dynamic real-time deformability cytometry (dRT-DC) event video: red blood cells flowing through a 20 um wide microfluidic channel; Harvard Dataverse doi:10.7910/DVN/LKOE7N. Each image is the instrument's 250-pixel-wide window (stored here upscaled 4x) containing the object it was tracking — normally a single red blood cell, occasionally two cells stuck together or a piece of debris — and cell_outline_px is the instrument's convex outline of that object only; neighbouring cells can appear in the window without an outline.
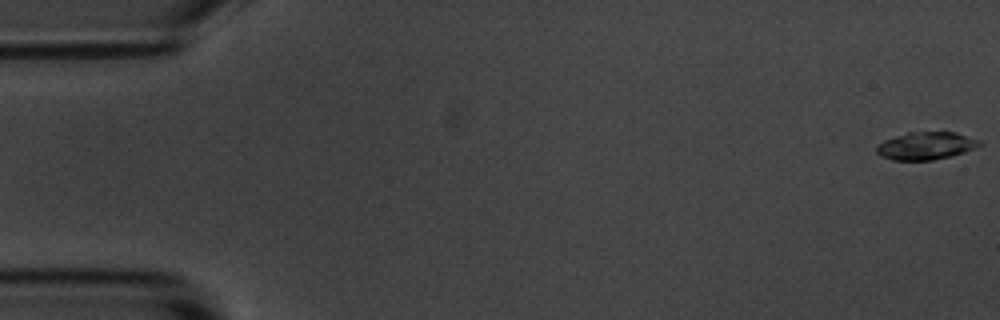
{"species": "common noctule bat (a hibernating species)", "species_latin": "Nyctalus noctula", "temperature_condition": "room temperature", "stored_images_in_passage": 16, "camera_frame_rate_fps": 3000, "um_per_image_px": 0.085, "animal": {"sex": "male", "body_mass_g": 20.1, "forearm_length_mm": 53.5}, "frame": {"image": 1, "passage_image": 1, "time_ms": 0.0, "image_size_px": [1000, 320], "cell_outline_px": [[980, 144], [964, 152], [952, 156], [932, 160], [892, 160], [880, 156], [876, 152], [876, 148], [884, 140], [908, 132], [956, 132], [980, 140]], "centroid_in_image_um": [78.68, 12.39], "position_along_channel_um": 6.3, "area_um2": 16.42}}
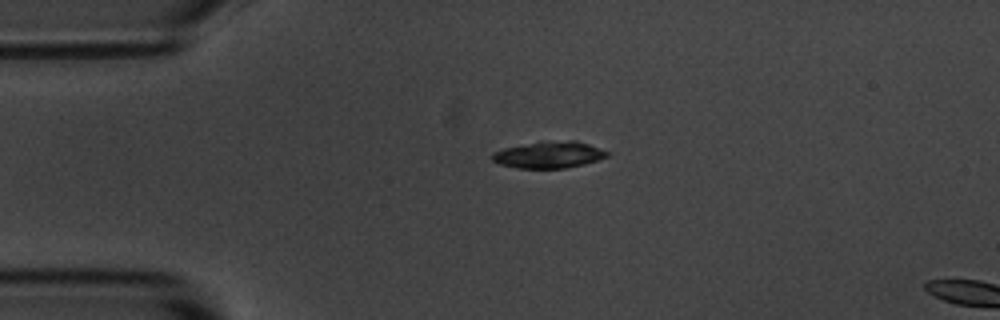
{"frame": {"image": 2, "passage_image": 13, "time_ms": 4.0, "image_size_px": [1000, 320], "cell_outline_px": [[612, 152], [608, 156], [584, 164], [564, 168], [516, 168], [500, 164], [492, 160], [492, 152], [504, 148], [540, 140], [576, 140]], "centroid_in_image_um": [46.66, 13.13], "position_along_channel_um": 38.3, "area_um2": 18.15}}